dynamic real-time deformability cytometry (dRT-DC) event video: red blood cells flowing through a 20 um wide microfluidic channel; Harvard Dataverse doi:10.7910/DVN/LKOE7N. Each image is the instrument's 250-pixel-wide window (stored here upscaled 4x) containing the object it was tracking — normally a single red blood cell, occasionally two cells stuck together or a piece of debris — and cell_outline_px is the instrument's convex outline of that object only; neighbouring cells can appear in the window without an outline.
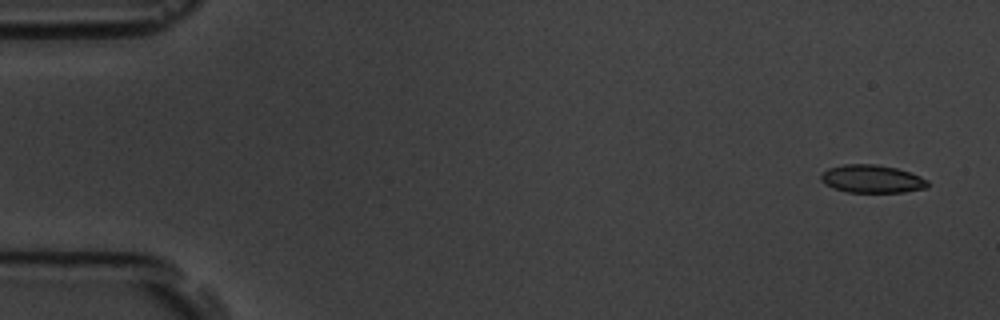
{"species": "common noctule bat (a hibernating species)", "species_latin": "Nyctalus noctula", "temperature_condition": "room temperature", "stored_images_in_passage": 6, "camera_frame_rate_fps": 3000, "um_per_image_px": 0.085, "animal": {"sex": "male", "body_mass_g": 19.5, "forearm_length_mm": 54.6}, "frame": {"image": 1, "passage_image": 1, "time_ms": 0.0, "image_size_px": [1000, 320], "cell_outline_px": [[928, 188], [904, 192], [848, 192], [832, 188], [824, 184], [820, 180], [820, 176], [828, 168], [844, 164], [876, 164], [896, 168], [920, 176], [928, 180]], "centroid_in_image_um": [74.1, 15.21], "position_along_channel_um": 10.9, "area_um2": 17.46}}